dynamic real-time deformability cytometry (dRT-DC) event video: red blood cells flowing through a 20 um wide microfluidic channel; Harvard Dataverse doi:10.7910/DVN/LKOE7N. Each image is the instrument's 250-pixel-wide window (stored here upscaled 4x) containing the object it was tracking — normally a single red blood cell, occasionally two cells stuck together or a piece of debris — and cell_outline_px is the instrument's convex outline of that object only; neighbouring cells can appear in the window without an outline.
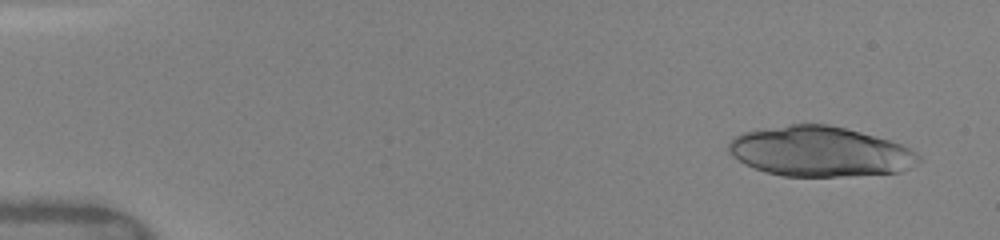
{"species": "human", "species_latin": "Homo sapiens", "temperature_condition": "warm", "stored_images_in_passage": 24, "camera_frame_rate_fps": 3000, "um_per_image_px": 0.085, "donor": {"sex": "female"}, "frame": {"image": 1, "passage_image": 2, "time_ms": 0.667, "image_size_px": [1000, 240], "cell_outline_px": [[920, 160], [908, 168], [900, 172], [848, 176], [784, 176], [764, 172], [744, 164], [732, 156], [728, 148], [728, 144], [736, 136], [744, 132], [764, 128], [792, 124], [828, 124], [860, 132], [888, 140], [900, 144], [916, 152], [920, 156]], "centroid_in_image_um": [69.67, 12.89], "position_along_channel_um": 15.3, "area_um2": 55.14}}